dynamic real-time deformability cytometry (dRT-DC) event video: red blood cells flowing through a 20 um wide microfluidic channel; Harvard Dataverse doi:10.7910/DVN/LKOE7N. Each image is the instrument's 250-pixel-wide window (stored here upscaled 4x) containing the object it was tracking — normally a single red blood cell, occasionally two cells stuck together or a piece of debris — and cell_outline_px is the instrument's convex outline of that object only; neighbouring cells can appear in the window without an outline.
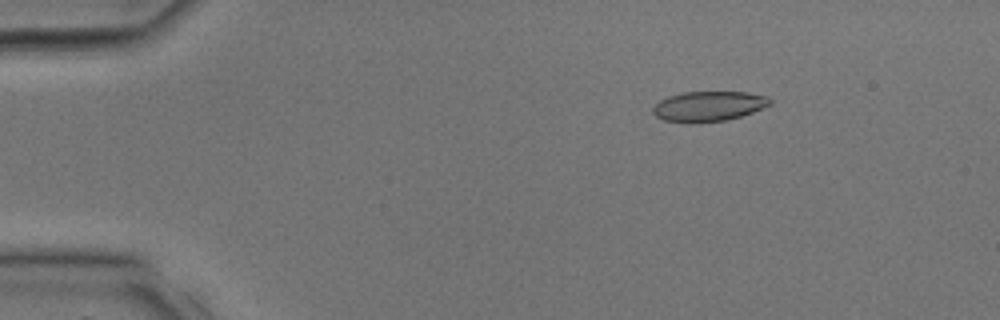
{"species": "common noctule bat (a hibernating species)", "species_latin": "Nyctalus noctula", "temperature_condition": "room temperature", "stored_images_in_passage": 22, "camera_frame_rate_fps": 3000, "um_per_image_px": 0.085, "animal": {"sex": "male", "body_mass_g": 17.9, "forearm_length_mm": 54.2}, "frame": {"image": 1, "passage_image": 5, "time_ms": 1.333, "image_size_px": [1000, 320], "cell_outline_px": [[772, 104], [752, 112], [740, 116], [724, 120], [692, 124], [688, 124], [664, 120], [656, 116], [652, 112], [652, 108], [660, 100], [668, 96], [684, 92], [748, 92], [768, 96], [772, 100]], "centroid_in_image_um": [60.22, 9.04], "position_along_channel_um": 24.8, "area_um2": 20.69}}
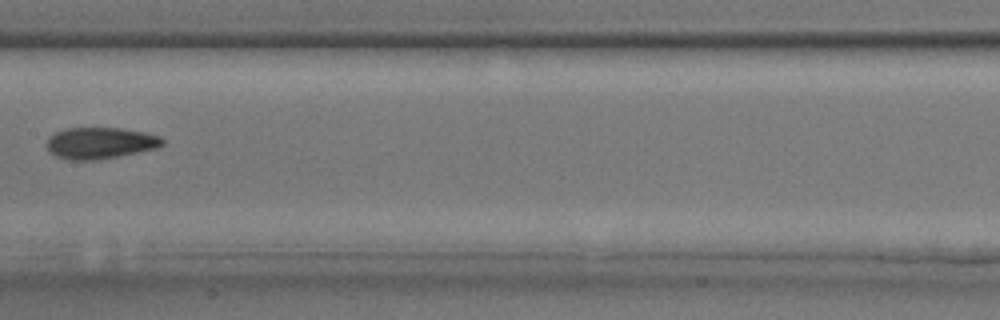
{"frame": {"image": 2, "passage_image": 17, "time_ms": 5.333, "image_size_px": [1000, 320], "cell_outline_px": [[164, 144], [156, 148], [120, 156], [100, 160], [64, 160], [56, 156], [48, 148], [48, 136], [64, 128], [120, 128], [144, 132], [160, 136], [164, 140]], "centroid_in_image_um": [8.52, 12.16], "position_along_channel_um": 198.9, "area_um2": 21.27}}
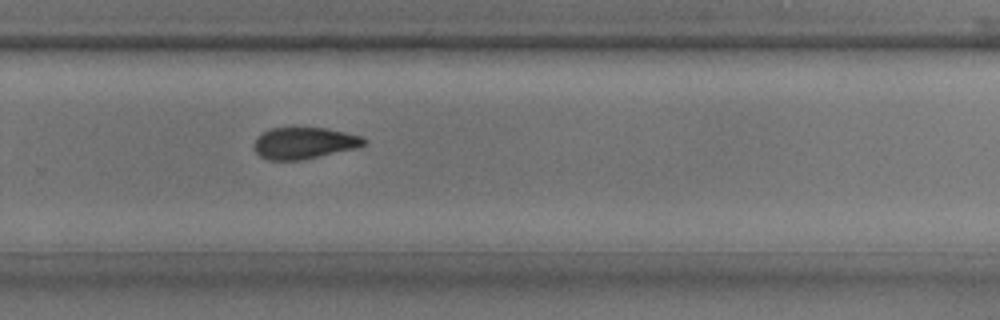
{"frame": {"image": 3, "passage_image": 22, "time_ms": 7.0, "image_size_px": [1000, 320], "cell_outline_px": [[368, 140], [364, 144], [356, 148], [300, 160], [268, 160], [260, 156], [256, 152], [256, 136], [260, 132], [272, 128], [324, 128], [344, 132], [360, 136]], "centroid_in_image_um": [25.83, 12.16], "position_along_channel_um": 304.0, "area_um2": 19.94}}